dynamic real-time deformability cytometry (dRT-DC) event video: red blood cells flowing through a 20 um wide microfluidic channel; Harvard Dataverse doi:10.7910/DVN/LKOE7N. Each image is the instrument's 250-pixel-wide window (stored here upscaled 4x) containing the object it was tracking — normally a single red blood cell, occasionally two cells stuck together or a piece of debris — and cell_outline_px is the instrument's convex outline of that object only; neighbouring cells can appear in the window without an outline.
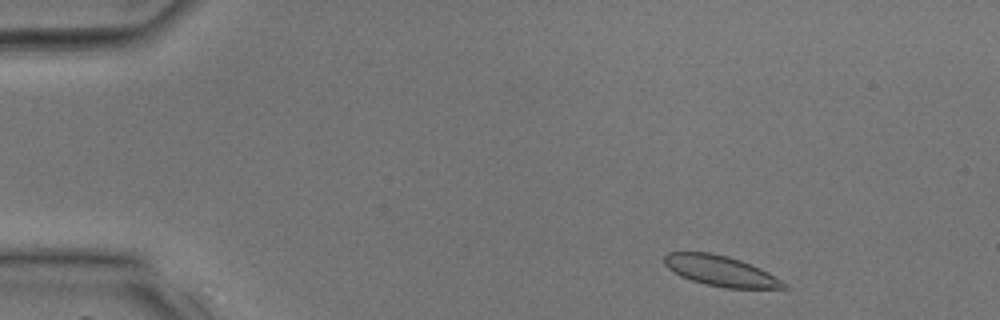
{"species": "common noctule bat (a hibernating species)", "species_latin": "Nyctalus noctula", "temperature_condition": "room temperature", "stored_images_in_passage": 9, "camera_frame_rate_fps": 3000, "um_per_image_px": 0.085, "animal": {"sex": "male", "body_mass_g": 17.9, "forearm_length_mm": 54.2}, "frame": {"image": 1, "passage_image": 2, "time_ms": 0.333, "image_size_px": [1000, 320], "cell_outline_px": [[788, 288], [724, 288], [704, 284], [680, 276], [668, 268], [664, 264], [664, 256], [668, 252], [712, 252], [728, 256], [752, 264], [768, 272], [788, 284]], "centroid_in_image_um": [61.25, 23.02], "position_along_channel_um": 23.7, "area_um2": 21.27}}
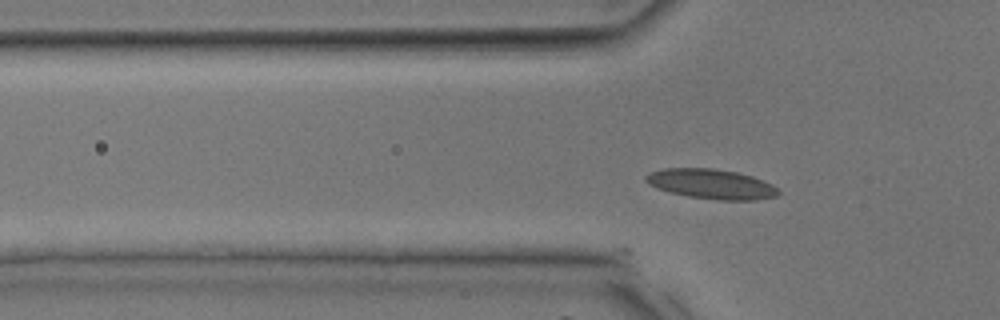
{"frame": {"image": 2, "passage_image": 9, "time_ms": 2.667, "image_size_px": [1000, 320], "cell_outline_px": [[780, 192], [776, 196], [756, 200], [716, 200], [688, 196], [656, 188], [648, 184], [644, 180], [644, 176], [648, 172], [664, 168], [712, 168], [736, 172], [752, 176], [764, 180], [772, 184]], "centroid_in_image_um": [60.43, 15.63], "position_along_channel_um": 65.4, "area_um2": 23.12}}